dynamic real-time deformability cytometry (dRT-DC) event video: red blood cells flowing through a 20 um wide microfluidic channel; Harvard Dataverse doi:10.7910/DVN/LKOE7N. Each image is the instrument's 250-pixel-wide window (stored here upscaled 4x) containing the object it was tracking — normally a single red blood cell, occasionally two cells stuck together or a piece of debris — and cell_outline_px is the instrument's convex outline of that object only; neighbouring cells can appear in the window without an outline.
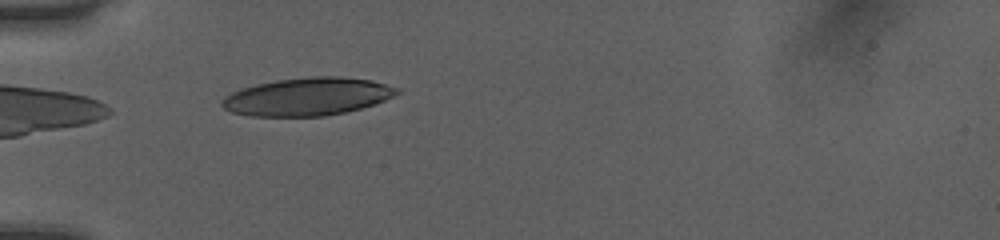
{"species": "human", "species_latin": "Homo sapiens", "temperature_condition": "room temperature", "stored_images_in_passage": 30, "camera_frame_rate_fps": 3000, "um_per_image_px": 0.085, "donor": {"sex": "female"}, "frame": {"image": 1, "passage_image": 2, "time_ms": 0.333, "image_size_px": [1000, 240], "cell_outline_px": [[400, 92], [376, 104], [344, 112], [324, 116], [252, 116], [232, 112], [224, 108], [220, 104], [224, 96], [240, 88], [256, 84], [276, 80], [312, 76], [340, 76], [372, 80], [400, 88]], "centroid_in_image_um": [26.13, 8.2], "position_along_channel_um": 58.9, "area_um2": 38.67}}
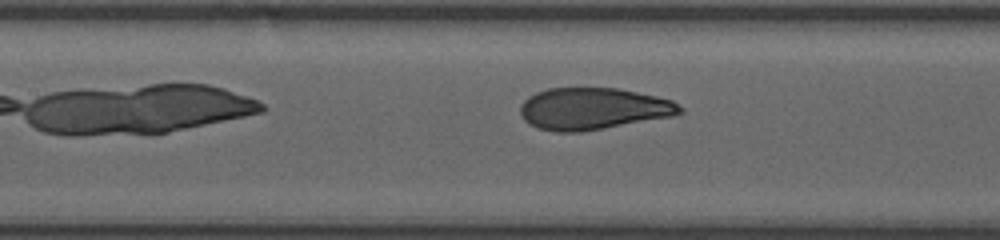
{"frame": {"image": 2, "passage_image": 10, "time_ms": 3.0, "image_size_px": [1000, 240], "cell_outline_px": [[684, 112], [672, 116], [580, 132], [556, 132], [536, 128], [528, 124], [520, 116], [520, 104], [528, 96], [536, 92], [548, 88], [616, 88], [656, 96], [672, 100], [684, 108]], "centroid_in_image_um": [50.37, 9.24], "position_along_channel_um": 157.0, "area_um2": 39.02}}
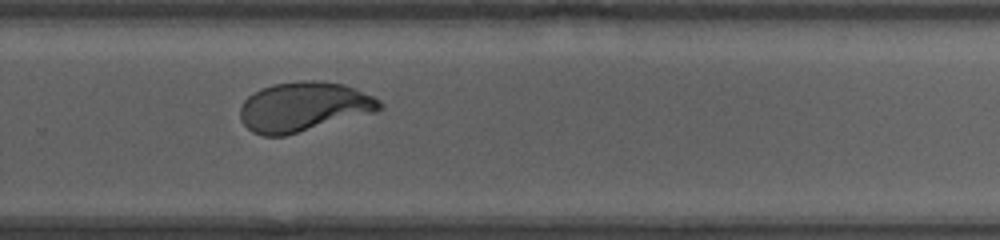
{"frame": {"image": 3, "passage_image": 21, "time_ms": 6.667, "image_size_px": [1000, 240], "cell_outline_px": [[384, 108], [376, 112], [284, 136], [264, 136], [252, 132], [240, 120], [240, 108], [244, 100], [248, 96], [260, 88], [276, 84], [304, 80], [320, 80], [344, 84], [372, 96], [380, 100], [384, 104]], "centroid_in_image_um": [25.82, 9.08], "position_along_channel_um": 304.0, "area_um2": 40.34}, "authors_computed_cell_mechanics": {"area_um2": 39.6797, "velocity_mm_per_s": 4.0268, "shape_relaxation_time_tau1_ms": 2.9624, "shape_relaxation_time_tau2_ms": null, "deformation_change_tau1": 0.176, "deformation_change_tau2": null}}